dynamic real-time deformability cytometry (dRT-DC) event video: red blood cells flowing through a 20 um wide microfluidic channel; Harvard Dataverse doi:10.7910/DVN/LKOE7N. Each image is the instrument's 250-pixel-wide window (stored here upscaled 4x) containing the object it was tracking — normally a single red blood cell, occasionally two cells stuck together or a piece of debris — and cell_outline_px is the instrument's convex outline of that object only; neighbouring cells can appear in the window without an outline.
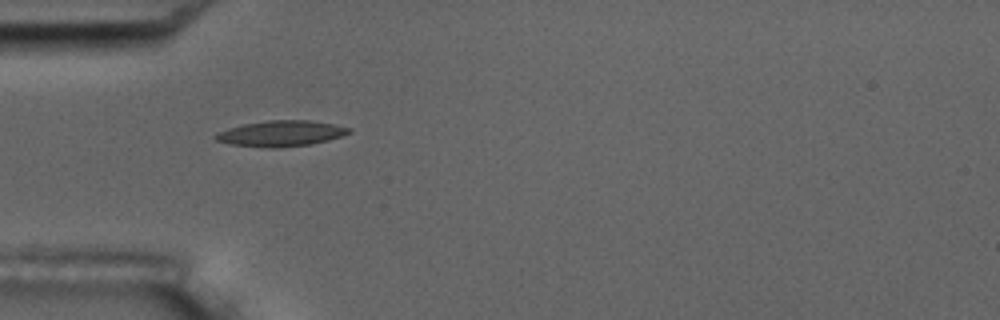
{"species": "common noctule bat (a hibernating species)", "species_latin": "Nyctalus noctula", "temperature_condition": "room temperature", "stored_images_in_passage": 6, "camera_frame_rate_fps": 3000, "um_per_image_px": 0.085, "animal": {"sex": "male", "body_mass_g": 17.5, "forearm_length_mm": 52.3}, "frame": {"image": 1, "passage_image": 5, "time_ms": 4.667, "image_size_px": [1000, 320], "cell_outline_px": [[352, 132], [344, 136], [328, 140], [308, 144], [276, 148], [268, 148], [232, 144], [216, 140], [212, 136], [216, 132], [228, 128], [244, 124], [268, 120], [308, 120], [332, 124], [352, 128]], "centroid_in_image_um": [23.88, 11.34], "position_along_channel_um": 61.1, "area_um2": 20.0}}